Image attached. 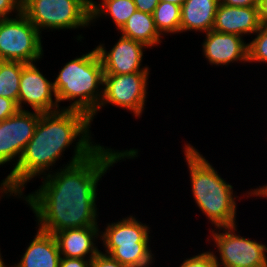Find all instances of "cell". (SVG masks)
Returning <instances> with one entry per match:
<instances>
[{"mask_svg": "<svg viewBox=\"0 0 267 267\" xmlns=\"http://www.w3.org/2000/svg\"><path fill=\"white\" fill-rule=\"evenodd\" d=\"M77 141L70 162L60 171L44 174L40 188L22 198L35 213L38 229L46 233L98 226L95 201L99 180L118 161L138 157L137 149L116 151L92 143L90 138Z\"/></svg>", "mask_w": 267, "mask_h": 267, "instance_id": "6da1fadb", "label": "cell"}, {"mask_svg": "<svg viewBox=\"0 0 267 267\" xmlns=\"http://www.w3.org/2000/svg\"><path fill=\"white\" fill-rule=\"evenodd\" d=\"M91 117L80 110L61 108L41 113L33 137L21 158L0 186L9 195L23 197V187L36 176L44 175L76 138H91ZM22 196V197H21Z\"/></svg>", "mask_w": 267, "mask_h": 267, "instance_id": "7a4b0ae2", "label": "cell"}, {"mask_svg": "<svg viewBox=\"0 0 267 267\" xmlns=\"http://www.w3.org/2000/svg\"><path fill=\"white\" fill-rule=\"evenodd\" d=\"M184 153L189 169L193 197L199 209L216 228L236 225V199L233 187L189 143Z\"/></svg>", "mask_w": 267, "mask_h": 267, "instance_id": "3957f363", "label": "cell"}, {"mask_svg": "<svg viewBox=\"0 0 267 267\" xmlns=\"http://www.w3.org/2000/svg\"><path fill=\"white\" fill-rule=\"evenodd\" d=\"M103 75L102 62L96 48L70 60L53 82L58 103L74 101L66 109L80 110L91 116L103 97V89L99 87L103 86Z\"/></svg>", "mask_w": 267, "mask_h": 267, "instance_id": "277c9868", "label": "cell"}, {"mask_svg": "<svg viewBox=\"0 0 267 267\" xmlns=\"http://www.w3.org/2000/svg\"><path fill=\"white\" fill-rule=\"evenodd\" d=\"M149 227L135 217L108 223L100 232L105 254L128 267H149L154 256L149 249Z\"/></svg>", "mask_w": 267, "mask_h": 267, "instance_id": "5b68a950", "label": "cell"}, {"mask_svg": "<svg viewBox=\"0 0 267 267\" xmlns=\"http://www.w3.org/2000/svg\"><path fill=\"white\" fill-rule=\"evenodd\" d=\"M21 12L40 33L45 28H84L92 22L91 0H22Z\"/></svg>", "mask_w": 267, "mask_h": 267, "instance_id": "8992f818", "label": "cell"}, {"mask_svg": "<svg viewBox=\"0 0 267 267\" xmlns=\"http://www.w3.org/2000/svg\"><path fill=\"white\" fill-rule=\"evenodd\" d=\"M15 17L0 19V61L32 64L43 55L42 33L22 12Z\"/></svg>", "mask_w": 267, "mask_h": 267, "instance_id": "52a82bcc", "label": "cell"}, {"mask_svg": "<svg viewBox=\"0 0 267 267\" xmlns=\"http://www.w3.org/2000/svg\"><path fill=\"white\" fill-rule=\"evenodd\" d=\"M149 72H134L129 74H104L103 97L94 116L106 104L116 105L133 112L136 117L143 113L147 95Z\"/></svg>", "mask_w": 267, "mask_h": 267, "instance_id": "ba28073f", "label": "cell"}, {"mask_svg": "<svg viewBox=\"0 0 267 267\" xmlns=\"http://www.w3.org/2000/svg\"><path fill=\"white\" fill-rule=\"evenodd\" d=\"M236 227L216 228L222 233L210 231L220 254V260L214 255L218 267H267L266 245L235 234Z\"/></svg>", "mask_w": 267, "mask_h": 267, "instance_id": "9c48e42d", "label": "cell"}, {"mask_svg": "<svg viewBox=\"0 0 267 267\" xmlns=\"http://www.w3.org/2000/svg\"><path fill=\"white\" fill-rule=\"evenodd\" d=\"M54 95L55 100L52 96ZM28 104L34 111L41 113L60 110L53 82H50L39 71L35 64H26L22 68L19 82L18 108Z\"/></svg>", "mask_w": 267, "mask_h": 267, "instance_id": "30bf717a", "label": "cell"}, {"mask_svg": "<svg viewBox=\"0 0 267 267\" xmlns=\"http://www.w3.org/2000/svg\"><path fill=\"white\" fill-rule=\"evenodd\" d=\"M144 48L148 47L121 35L109 52L103 44L98 45L96 50L101 59L104 74H129L149 72L148 67L140 68Z\"/></svg>", "mask_w": 267, "mask_h": 267, "instance_id": "8fae6325", "label": "cell"}, {"mask_svg": "<svg viewBox=\"0 0 267 267\" xmlns=\"http://www.w3.org/2000/svg\"><path fill=\"white\" fill-rule=\"evenodd\" d=\"M203 55L211 65H228L235 61L248 62V43L236 34L210 30L205 33Z\"/></svg>", "mask_w": 267, "mask_h": 267, "instance_id": "7c38bea8", "label": "cell"}, {"mask_svg": "<svg viewBox=\"0 0 267 267\" xmlns=\"http://www.w3.org/2000/svg\"><path fill=\"white\" fill-rule=\"evenodd\" d=\"M260 26L258 6L236 7L219 3L213 30L243 37L254 34Z\"/></svg>", "mask_w": 267, "mask_h": 267, "instance_id": "4fadbf2b", "label": "cell"}, {"mask_svg": "<svg viewBox=\"0 0 267 267\" xmlns=\"http://www.w3.org/2000/svg\"><path fill=\"white\" fill-rule=\"evenodd\" d=\"M100 231L98 226L65 229L54 233L61 257L66 258H87L91 260L100 251L95 245ZM63 255V256H62Z\"/></svg>", "mask_w": 267, "mask_h": 267, "instance_id": "5bb4252c", "label": "cell"}, {"mask_svg": "<svg viewBox=\"0 0 267 267\" xmlns=\"http://www.w3.org/2000/svg\"><path fill=\"white\" fill-rule=\"evenodd\" d=\"M60 260L61 255L54 235L38 229L20 262L13 267H59Z\"/></svg>", "mask_w": 267, "mask_h": 267, "instance_id": "9a60e30c", "label": "cell"}, {"mask_svg": "<svg viewBox=\"0 0 267 267\" xmlns=\"http://www.w3.org/2000/svg\"><path fill=\"white\" fill-rule=\"evenodd\" d=\"M220 0H186L181 6L180 33L213 29Z\"/></svg>", "mask_w": 267, "mask_h": 267, "instance_id": "2e32d148", "label": "cell"}, {"mask_svg": "<svg viewBox=\"0 0 267 267\" xmlns=\"http://www.w3.org/2000/svg\"><path fill=\"white\" fill-rule=\"evenodd\" d=\"M40 115L41 112L38 111L19 110L9 117L10 161L18 156L15 166L34 135Z\"/></svg>", "mask_w": 267, "mask_h": 267, "instance_id": "e0dca14e", "label": "cell"}, {"mask_svg": "<svg viewBox=\"0 0 267 267\" xmlns=\"http://www.w3.org/2000/svg\"><path fill=\"white\" fill-rule=\"evenodd\" d=\"M119 31L122 36L141 42L146 47L161 43L162 36L156 29L153 14L136 10Z\"/></svg>", "mask_w": 267, "mask_h": 267, "instance_id": "ac0fdd59", "label": "cell"}, {"mask_svg": "<svg viewBox=\"0 0 267 267\" xmlns=\"http://www.w3.org/2000/svg\"><path fill=\"white\" fill-rule=\"evenodd\" d=\"M136 10L134 0H102L99 4L91 0V21L108 14L120 30Z\"/></svg>", "mask_w": 267, "mask_h": 267, "instance_id": "d6986e66", "label": "cell"}, {"mask_svg": "<svg viewBox=\"0 0 267 267\" xmlns=\"http://www.w3.org/2000/svg\"><path fill=\"white\" fill-rule=\"evenodd\" d=\"M25 65L20 61H0V96L15 101L17 105L19 82Z\"/></svg>", "mask_w": 267, "mask_h": 267, "instance_id": "ffe728a7", "label": "cell"}, {"mask_svg": "<svg viewBox=\"0 0 267 267\" xmlns=\"http://www.w3.org/2000/svg\"><path fill=\"white\" fill-rule=\"evenodd\" d=\"M181 6L160 1L153 12L154 23L160 35L179 33Z\"/></svg>", "mask_w": 267, "mask_h": 267, "instance_id": "44dd1931", "label": "cell"}, {"mask_svg": "<svg viewBox=\"0 0 267 267\" xmlns=\"http://www.w3.org/2000/svg\"><path fill=\"white\" fill-rule=\"evenodd\" d=\"M255 34L256 37L248 43V62L267 63V26L261 25Z\"/></svg>", "mask_w": 267, "mask_h": 267, "instance_id": "7402d4cb", "label": "cell"}, {"mask_svg": "<svg viewBox=\"0 0 267 267\" xmlns=\"http://www.w3.org/2000/svg\"><path fill=\"white\" fill-rule=\"evenodd\" d=\"M10 162L9 117L0 121V165Z\"/></svg>", "mask_w": 267, "mask_h": 267, "instance_id": "603a6c76", "label": "cell"}, {"mask_svg": "<svg viewBox=\"0 0 267 267\" xmlns=\"http://www.w3.org/2000/svg\"><path fill=\"white\" fill-rule=\"evenodd\" d=\"M180 267H218L214 252H202L190 258H186Z\"/></svg>", "mask_w": 267, "mask_h": 267, "instance_id": "cb8c5ba5", "label": "cell"}, {"mask_svg": "<svg viewBox=\"0 0 267 267\" xmlns=\"http://www.w3.org/2000/svg\"><path fill=\"white\" fill-rule=\"evenodd\" d=\"M91 267H128L113 259L110 255L99 252L91 259Z\"/></svg>", "mask_w": 267, "mask_h": 267, "instance_id": "d4e9b609", "label": "cell"}, {"mask_svg": "<svg viewBox=\"0 0 267 267\" xmlns=\"http://www.w3.org/2000/svg\"><path fill=\"white\" fill-rule=\"evenodd\" d=\"M22 0H0V19L11 18L9 17L11 12L17 14L21 13Z\"/></svg>", "mask_w": 267, "mask_h": 267, "instance_id": "484cf974", "label": "cell"}, {"mask_svg": "<svg viewBox=\"0 0 267 267\" xmlns=\"http://www.w3.org/2000/svg\"><path fill=\"white\" fill-rule=\"evenodd\" d=\"M19 110L15 101L0 96V121L16 114Z\"/></svg>", "mask_w": 267, "mask_h": 267, "instance_id": "4316f807", "label": "cell"}, {"mask_svg": "<svg viewBox=\"0 0 267 267\" xmlns=\"http://www.w3.org/2000/svg\"><path fill=\"white\" fill-rule=\"evenodd\" d=\"M59 267H91V260L61 257Z\"/></svg>", "mask_w": 267, "mask_h": 267, "instance_id": "83f0119b", "label": "cell"}, {"mask_svg": "<svg viewBox=\"0 0 267 267\" xmlns=\"http://www.w3.org/2000/svg\"><path fill=\"white\" fill-rule=\"evenodd\" d=\"M160 0H134L136 9L144 13L153 14Z\"/></svg>", "mask_w": 267, "mask_h": 267, "instance_id": "f1b7e54d", "label": "cell"}, {"mask_svg": "<svg viewBox=\"0 0 267 267\" xmlns=\"http://www.w3.org/2000/svg\"><path fill=\"white\" fill-rule=\"evenodd\" d=\"M259 0H220L226 6L253 7L258 6Z\"/></svg>", "mask_w": 267, "mask_h": 267, "instance_id": "f546056e", "label": "cell"}, {"mask_svg": "<svg viewBox=\"0 0 267 267\" xmlns=\"http://www.w3.org/2000/svg\"><path fill=\"white\" fill-rule=\"evenodd\" d=\"M258 12L261 25L267 26V0H259Z\"/></svg>", "mask_w": 267, "mask_h": 267, "instance_id": "4dcf8cb0", "label": "cell"}, {"mask_svg": "<svg viewBox=\"0 0 267 267\" xmlns=\"http://www.w3.org/2000/svg\"><path fill=\"white\" fill-rule=\"evenodd\" d=\"M248 195L252 197L254 196H262L264 198H267V184L264 185L263 187L259 186V188H256L254 190H251L250 193L248 192Z\"/></svg>", "mask_w": 267, "mask_h": 267, "instance_id": "1f68e13d", "label": "cell"}, {"mask_svg": "<svg viewBox=\"0 0 267 267\" xmlns=\"http://www.w3.org/2000/svg\"><path fill=\"white\" fill-rule=\"evenodd\" d=\"M160 1H163V2H170V3H172V4L182 6V4H183L186 0H160Z\"/></svg>", "mask_w": 267, "mask_h": 267, "instance_id": "d6a6232c", "label": "cell"}, {"mask_svg": "<svg viewBox=\"0 0 267 267\" xmlns=\"http://www.w3.org/2000/svg\"><path fill=\"white\" fill-rule=\"evenodd\" d=\"M0 267H7V266H5V263L2 260L1 252H0Z\"/></svg>", "mask_w": 267, "mask_h": 267, "instance_id": "836d02e7", "label": "cell"}, {"mask_svg": "<svg viewBox=\"0 0 267 267\" xmlns=\"http://www.w3.org/2000/svg\"><path fill=\"white\" fill-rule=\"evenodd\" d=\"M0 193H1V194L3 193V195H4V193H5L6 195H8V192L5 191L1 186H0Z\"/></svg>", "mask_w": 267, "mask_h": 267, "instance_id": "e575fe53", "label": "cell"}]
</instances>
